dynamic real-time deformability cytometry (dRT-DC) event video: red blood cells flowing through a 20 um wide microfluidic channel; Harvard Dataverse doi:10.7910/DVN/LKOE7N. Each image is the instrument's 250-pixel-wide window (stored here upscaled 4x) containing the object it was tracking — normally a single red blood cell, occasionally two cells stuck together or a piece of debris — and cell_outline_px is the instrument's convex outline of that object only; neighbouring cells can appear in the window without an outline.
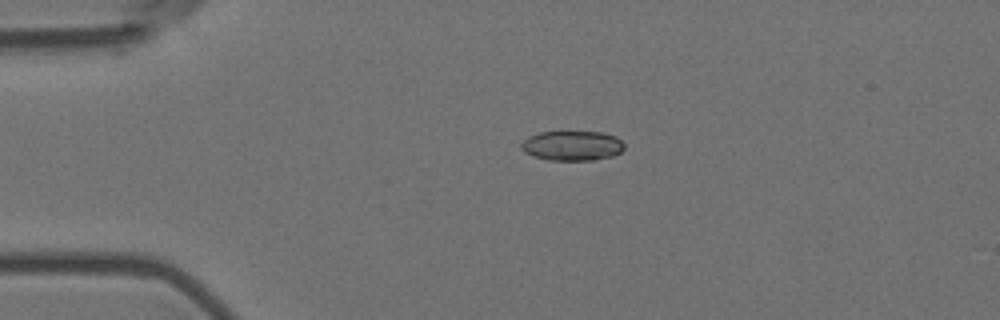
{"species": "Egyptian fruit bat (a non-hibernating species)", "species_latin": "Rousettus aegyptiacus", "temperature_condition": "room temperature", "stored_images_in_passage": 2, "camera_frame_rate_fps": 3000, "um_per_image_px": 0.085, "animal": {"sex": "female"}, "frame": {"image": 1, "passage_image": 1, "time_ms": 0.0, "image_size_px": [1000, 320], "cell_outline_px": [[624, 148], [620, 152], [612, 156], [596, 160], [548, 160], [524, 152], [520, 148], [520, 144], [528, 136], [540, 132], [604, 132], [616, 136], [624, 144]], "centroid_in_image_um": [48.64, 12.38], "position_along_channel_um": 36.4, "area_um2": 17.92}}